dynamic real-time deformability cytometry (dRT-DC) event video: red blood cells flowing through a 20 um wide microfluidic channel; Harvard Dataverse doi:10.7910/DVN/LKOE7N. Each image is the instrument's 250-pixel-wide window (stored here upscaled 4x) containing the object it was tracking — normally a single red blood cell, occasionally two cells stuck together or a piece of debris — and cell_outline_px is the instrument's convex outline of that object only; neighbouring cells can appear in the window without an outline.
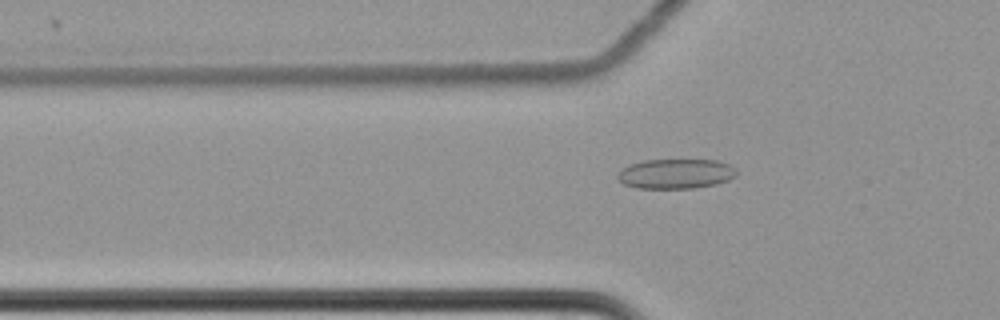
{"species": "common noctule bat (a hibernating species)", "species_latin": "Nyctalus noctula", "temperature_condition": "cold", "stored_images_in_passage": 60, "camera_frame_rate_fps": 3000, "um_per_image_px": 0.085, "animal": {"sex": "female", "body_mass_g": 22.7, "forearm_length_mm": 54.2}, "frame": {"image": 1, "passage_image": 21, "time_ms": 6.667, "image_size_px": [1000, 320], "cell_outline_px": [[736, 176], [728, 180], [716, 184], [696, 188], [636, 188], [624, 184], [616, 176], [628, 164], [644, 160], [716, 160], [728, 164], [736, 168]], "centroid_in_image_um": [57.45, 14.77], "position_along_channel_um": 68.3, "area_um2": 20.63}}
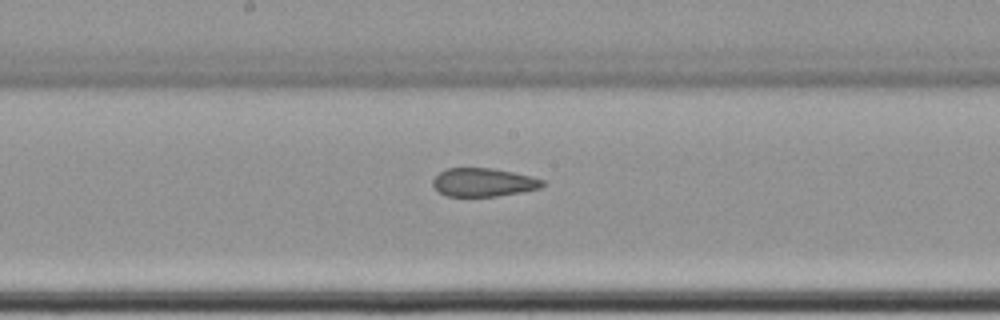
{"frame": {"image": 2, "passage_image": 33, "time_ms": 10.667, "image_size_px": [1000, 320], "cell_outline_px": [[544, 184], [540, 188], [520, 192], [496, 196], [448, 196], [440, 192], [432, 184], [432, 180], [440, 172], [448, 168], [492, 168], [532, 176], [544, 180]], "centroid_in_image_um": [41.1, 15.49], "position_along_channel_um": 207.1, "area_um2": 17.98}}
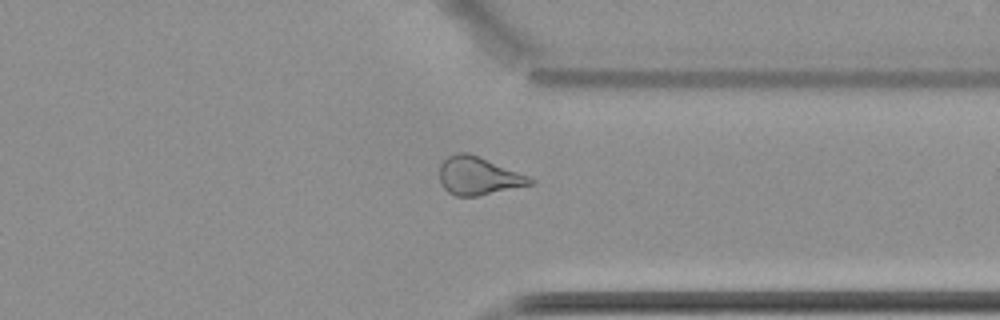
{"frame": {"image": 3, "passage_image": 47, "time_ms": 15.333, "image_size_px": [1000, 320], "cell_outline_px": [[536, 184], [476, 196], [456, 196], [448, 192], [444, 188], [440, 180], [440, 164], [448, 156], [456, 152], [468, 152], [528, 176], [536, 180]], "centroid_in_image_um": [40.67, 14.96], "position_along_channel_um": 370.7, "area_um2": 20.0}, "authors_computed_cell_mechanics": {"area_um2": 20.8947, "velocity_mm_per_s": 3.5078, "shape_relaxation_time_tau1_ms": null, "shape_relaxation_time_tau2_ms": 4.1066, "deformation_change_tau1": null, "deformation_change_tau2": 0.1091}}